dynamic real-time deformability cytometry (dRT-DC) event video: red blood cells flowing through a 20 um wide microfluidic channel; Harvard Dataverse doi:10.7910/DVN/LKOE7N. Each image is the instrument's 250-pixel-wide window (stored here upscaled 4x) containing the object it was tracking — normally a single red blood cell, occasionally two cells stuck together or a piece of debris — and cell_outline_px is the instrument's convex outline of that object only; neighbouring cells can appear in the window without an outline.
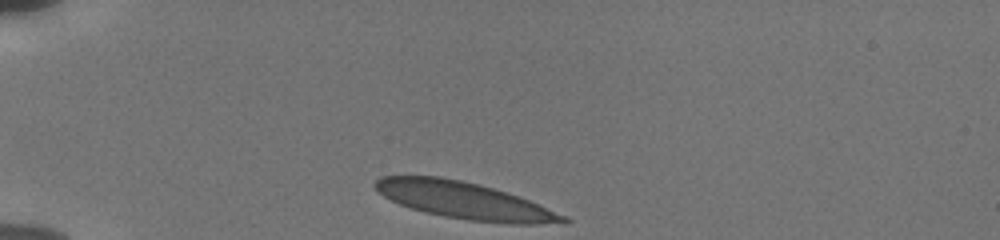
{"species": "human", "species_latin": "Homo sapiens", "temperature_condition": "cold", "stored_images_in_passage": 33, "camera_frame_rate_fps": 3000, "um_per_image_px": 0.085, "donor": {"sex": "male"}, "frame": {"image": 1, "passage_image": 1, "time_ms": 0.0, "image_size_px": [1000, 240], "cell_outline_px": [[572, 220], [568, 224], [508, 224], [468, 220], [444, 216], [424, 212], [400, 204], [384, 196], [372, 184], [380, 176], [440, 176], [480, 184], [508, 192], [568, 216]], "centroid_in_image_um": [39.56, 17.06], "position_along_channel_um": 45.4, "area_um2": 40.58}}
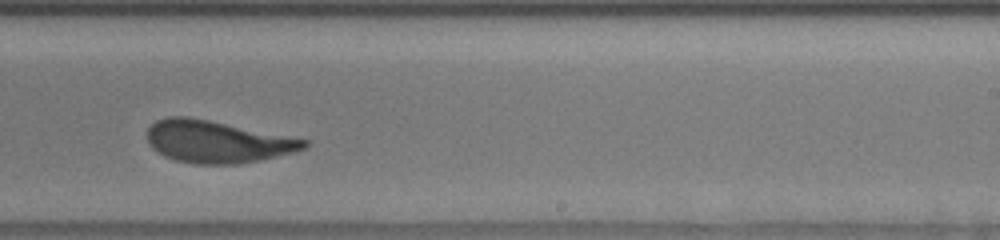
{"frame": {"image": 2, "passage_image": 22, "time_ms": 7.0, "image_size_px": [1000, 240], "cell_outline_px": [[312, 140], [308, 148], [276, 156], [240, 164], [196, 164], [176, 160], [164, 156], [152, 148], [148, 140], [148, 128], [156, 120], [168, 116], [188, 116]], "centroid_in_image_um": [18.49, 12.04], "position_along_channel_um": 270.5, "area_um2": 38.67}}
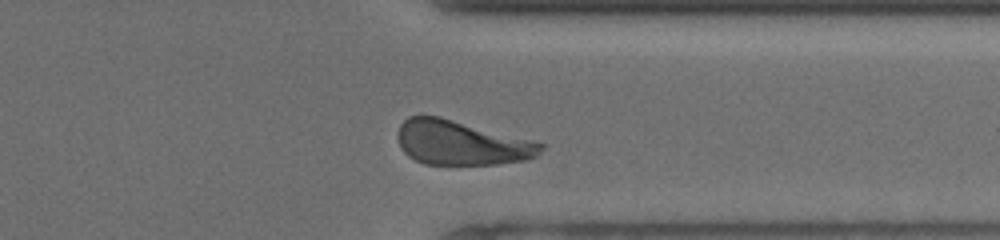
{"frame": {"image": 3, "passage_image": 30, "time_ms": 9.667, "image_size_px": [1000, 240], "cell_outline_px": [[544, 148], [536, 156], [528, 160], [496, 164], [424, 164], [408, 156], [400, 148], [400, 124], [408, 116], [440, 116], [532, 140], [544, 144]], "centroid_in_image_um": [39.24, 12.14], "position_along_channel_um": 372.2, "area_um2": 36.82}, "authors_computed_cell_mechanics": {"area_um2": 39.4196, "velocity_mm_per_s": 3.7928, "shape_relaxation_time_tau1_ms": 4.9912, "shape_relaxation_time_tau2_ms": null, "deformation_change_tau1": 0.1682, "deformation_change_tau2": null}}